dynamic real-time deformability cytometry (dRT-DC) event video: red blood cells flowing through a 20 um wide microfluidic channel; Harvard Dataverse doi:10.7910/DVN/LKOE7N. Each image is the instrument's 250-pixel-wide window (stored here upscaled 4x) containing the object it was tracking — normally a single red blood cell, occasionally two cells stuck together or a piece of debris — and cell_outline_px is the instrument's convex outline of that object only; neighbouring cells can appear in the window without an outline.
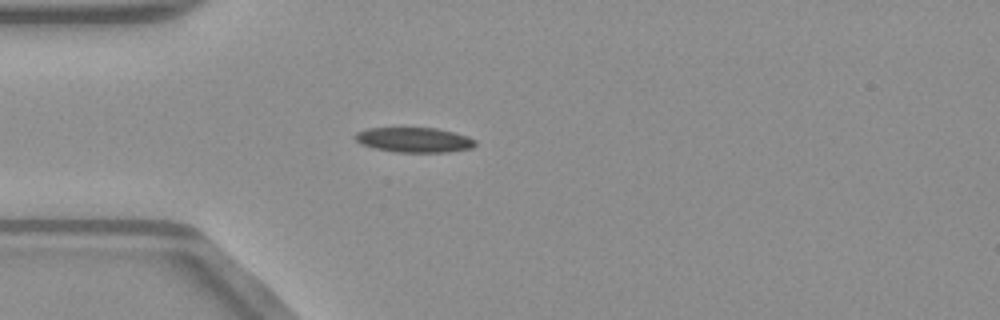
{"species": "common noctule bat (a hibernating species)", "species_latin": "Nyctalus noctula", "temperature_condition": "warm", "stored_images_in_passage": 38, "camera_frame_rate_fps": 3000, "um_per_image_px": 0.085, "animal": {"sex": "male", "body_mass_g": 23.1, "forearm_length_mm": 52.7}, "frame": {"image": 1, "passage_image": 1, "time_ms": 0.0, "image_size_px": [1000, 320], "cell_outline_px": [[476, 144], [472, 148], [448, 152], [396, 152], [376, 148], [360, 144], [356, 140], [356, 132], [368, 128], [436, 128], [468, 136], [476, 140]], "centroid_in_image_um": [35.23, 11.89], "position_along_channel_um": 49.8, "area_um2": 17.34}}
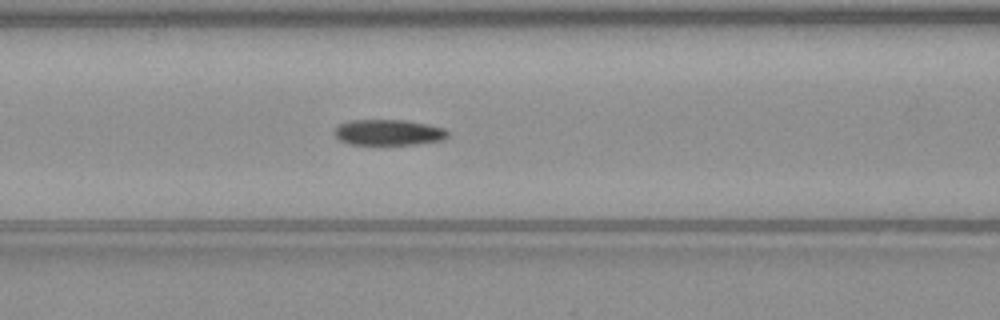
{"frame": {"image": 2, "passage_image": 8, "time_ms": 2.333, "image_size_px": [1000, 320], "cell_outline_px": [[448, 136], [444, 140], [416, 144], [348, 144], [340, 140], [332, 132], [340, 124], [352, 120], [404, 120], [428, 124], [444, 128], [448, 132]], "centroid_in_image_um": [33.04, 11.25], "position_along_channel_um": 133.6, "area_um2": 16.99}}
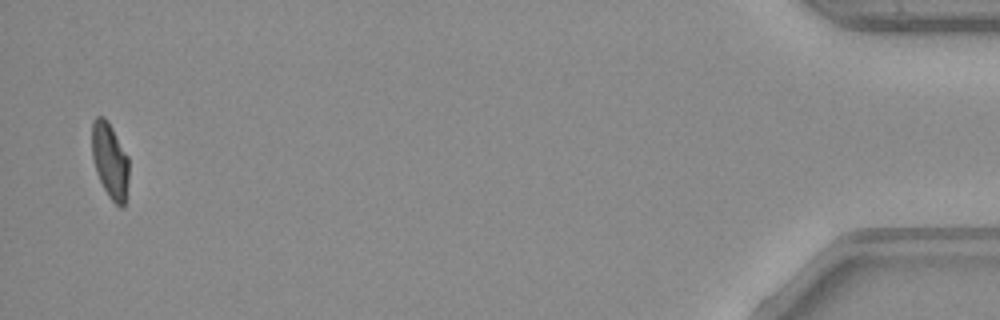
{"frame": {"image": 3, "passage_image": 37, "time_ms": 12.0, "image_size_px": [1000, 320], "cell_outline_px": [[128, 180], [124, 204], [120, 208], [108, 196], [96, 172], [92, 156], [92, 120], [96, 116], [104, 116], [108, 120], [128, 156]], "centroid_in_image_um": [9.33, 13.6], "position_along_channel_um": 425.9, "area_um2": 16.24}, "authors_computed_cell_mechanics": {"area_um2": 17.5423, "velocity_mm_per_s": 4.0186, "shape_relaxation_time_tau1_ms": 4.6569, "shape_relaxation_time_tau2_ms": 1.8714, "deformation_change_tau1": 0.1509, "deformation_change_tau2": 0.0671}}